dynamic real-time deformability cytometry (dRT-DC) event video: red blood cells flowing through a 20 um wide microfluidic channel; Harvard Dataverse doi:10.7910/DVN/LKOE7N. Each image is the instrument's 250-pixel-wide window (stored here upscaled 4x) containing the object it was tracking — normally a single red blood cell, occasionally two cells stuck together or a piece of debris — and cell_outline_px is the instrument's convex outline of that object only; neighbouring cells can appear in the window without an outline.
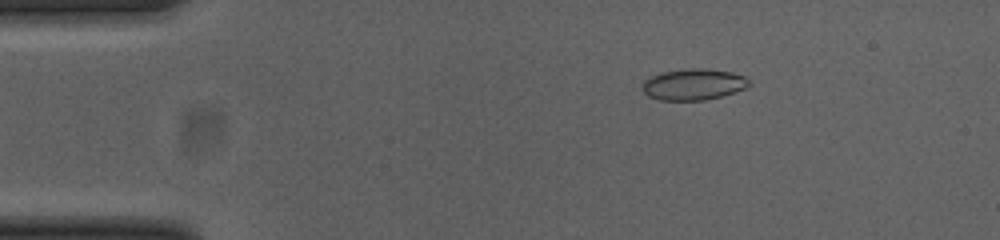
{"species": "common noctule bat (a hibernating species)", "species_latin": "Nyctalus noctula", "temperature_condition": "cold", "stored_images_in_passage": 53, "camera_frame_rate_fps": 3000, "um_per_image_px": 0.085, "animal": {"sex": "female", "body_mass_g": 23.0, "forearm_length_mm": 53.4}, "frame": {"image": 1, "passage_image": 9, "time_ms": 2.667, "image_size_px": [1000, 240], "cell_outline_px": [[752, 84], [744, 88], [720, 96], [704, 100], [660, 100], [648, 96], [644, 92], [644, 80], [652, 76], [664, 72], [688, 68], [700, 68], [732, 72], [744, 76]], "centroid_in_image_um": [58.95, 7.17], "position_along_channel_um": 26.0, "area_um2": 19.07}}
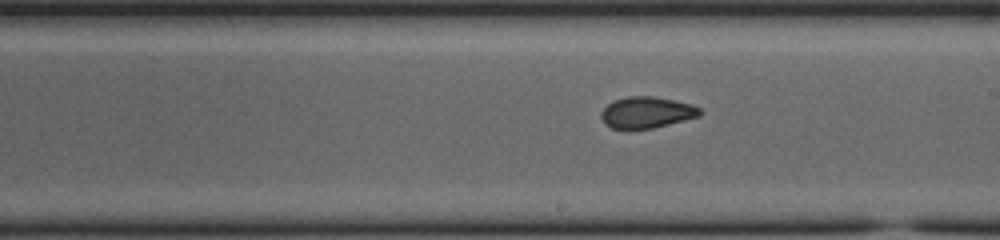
{"frame": {"image": 2, "passage_image": 30, "time_ms": 9.667, "image_size_px": [1000, 240], "cell_outline_px": [[704, 112], [700, 116], [652, 128], [612, 128], [604, 124], [600, 116], [600, 112], [612, 100], [628, 96], [652, 96], [692, 104], [700, 108]], "centroid_in_image_um": [54.96, 9.54], "position_along_channel_um": 234.0, "area_um2": 17.98}}
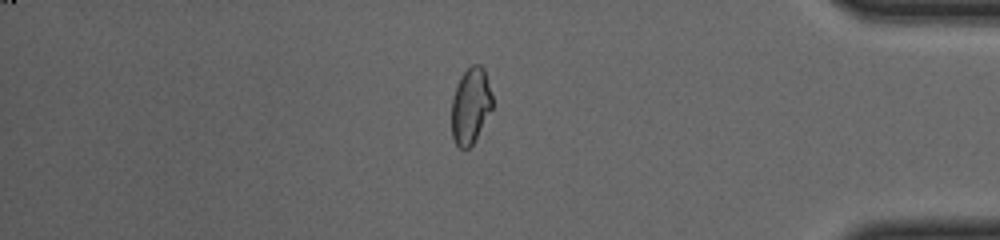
{"frame": {"image": 3, "passage_image": 45, "time_ms": 14.667, "image_size_px": [1000, 240], "cell_outline_px": [[492, 108], [472, 144], [468, 148], [460, 148], [456, 144], [452, 136], [452, 100], [460, 76], [472, 64], [480, 64], [484, 68], [492, 96]], "centroid_in_image_um": [39.99, 8.97], "position_along_channel_um": 395.2, "area_um2": 17.74}, "authors_computed_cell_mechanics": {"area_um2": 18.6694, "velocity_mm_per_s": 3.8662, "shape_relaxation_time_tau1_ms": null, "shape_relaxation_time_tau2_ms": 1.7018, "deformation_change_tau1": null, "deformation_change_tau2": 0.0674}}